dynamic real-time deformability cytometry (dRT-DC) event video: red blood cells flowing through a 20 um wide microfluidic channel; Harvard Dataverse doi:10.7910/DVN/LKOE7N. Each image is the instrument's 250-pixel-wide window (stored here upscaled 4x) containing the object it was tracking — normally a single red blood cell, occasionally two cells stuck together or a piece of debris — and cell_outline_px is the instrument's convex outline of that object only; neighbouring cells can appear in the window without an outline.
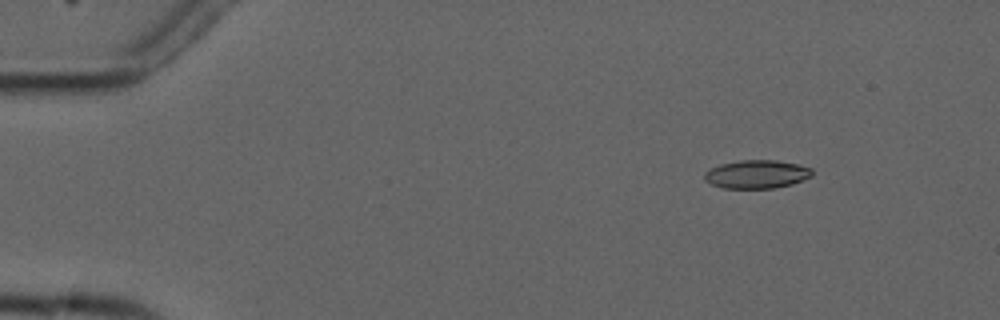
{"species": "common noctule bat (a hibernating species)", "species_latin": "Nyctalus noctula", "temperature_condition": "cold", "stored_images_in_passage": 4, "camera_frame_rate_fps": 3000, "um_per_image_px": 0.085, "animal": {"sex": "male", "forearm_length_mm": 52.5}, "frame": {"image": 1, "passage_image": 1, "time_ms": 0.0, "image_size_px": [1000, 320], "cell_outline_px": [[812, 176], [792, 184], [776, 188], [724, 188], [712, 184], [704, 180], [704, 172], [708, 168], [720, 164], [740, 160], [776, 160], [796, 164], [812, 168]], "centroid_in_image_um": [64.29, 14.8], "position_along_channel_um": 20.7, "area_um2": 17.86}}